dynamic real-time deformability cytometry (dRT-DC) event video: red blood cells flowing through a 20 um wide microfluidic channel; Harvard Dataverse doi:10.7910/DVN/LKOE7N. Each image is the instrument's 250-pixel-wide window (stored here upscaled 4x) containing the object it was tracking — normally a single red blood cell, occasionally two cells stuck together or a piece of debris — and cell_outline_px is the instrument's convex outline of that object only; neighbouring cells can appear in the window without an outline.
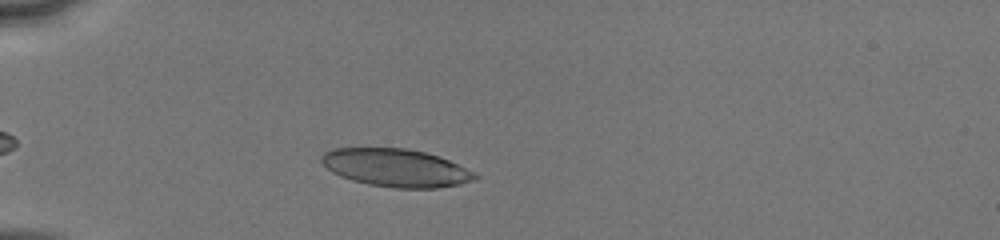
{"species": "human", "species_latin": "Homo sapiens", "temperature_condition": "cold", "stored_images_in_passage": 39, "camera_frame_rate_fps": 3000, "um_per_image_px": 0.085, "donor": {"sex": "male"}, "frame": {"image": 1, "passage_image": 7, "time_ms": 2.0, "image_size_px": [1000, 240], "cell_outline_px": [[480, 176], [476, 180], [460, 184], [440, 188], [396, 188], [368, 184], [352, 180], [340, 176], [332, 172], [320, 160], [320, 156], [324, 152], [332, 148], [404, 148], [424, 152], [440, 156]], "centroid_in_image_um": [33.64, 14.26], "position_along_channel_um": 51.4, "area_um2": 33.81}}
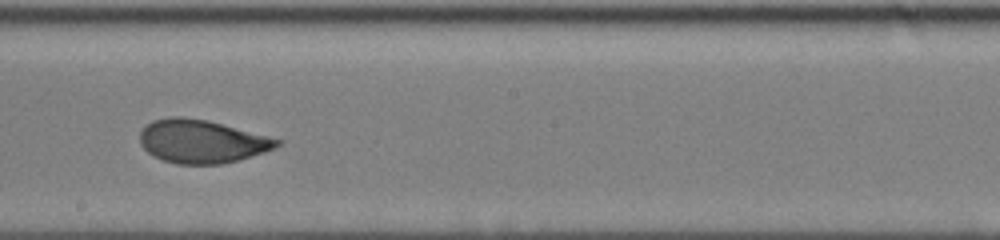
{"frame": {"image": 2, "passage_image": 22, "time_ms": 7.0, "image_size_px": [1000, 240], "cell_outline_px": [[284, 140], [276, 148], [240, 160], [220, 164], [176, 164], [164, 160], [148, 152], [140, 144], [140, 128], [152, 120], [172, 116], [180, 116], [208, 120]], "centroid_in_image_um": [17.16, 12.01], "position_along_channel_um": 231.0, "area_um2": 34.8}}
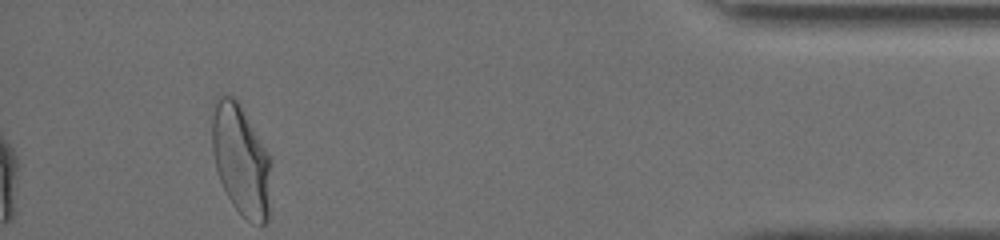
{"frame": {"image": 3, "passage_image": 39, "time_ms": 12.667, "image_size_px": [1000, 240], "cell_outline_px": [[272, 160], [268, 220], [264, 224], [252, 224], [232, 204], [220, 180], [216, 168], [212, 148], [212, 120], [216, 96], [220, 92], [232, 96], [240, 104]], "centroid_in_image_um": [20.49, 13.59], "position_along_channel_um": 414.7, "area_um2": 38.21}, "authors_computed_cell_mechanics": {"area_um2": 34.7956, "velocity_mm_per_s": 4.0964, "shape_relaxation_time_tau1_ms": 3.4762, "shape_relaxation_time_tau2_ms": null, "deformation_change_tau1": 0.1466, "deformation_change_tau2": null}}